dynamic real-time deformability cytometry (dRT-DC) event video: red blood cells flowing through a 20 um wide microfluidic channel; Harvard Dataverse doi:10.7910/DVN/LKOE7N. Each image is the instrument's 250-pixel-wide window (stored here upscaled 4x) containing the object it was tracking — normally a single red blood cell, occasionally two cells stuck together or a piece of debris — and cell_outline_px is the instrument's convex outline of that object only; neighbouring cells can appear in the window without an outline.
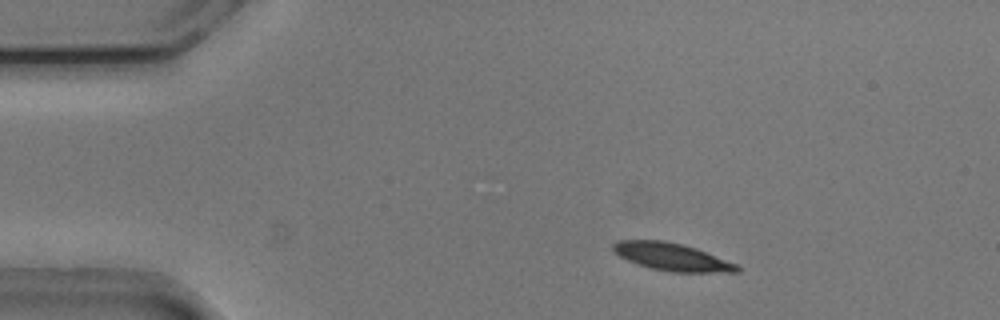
{"species": "common noctule bat (a hibernating species)", "species_latin": "Nyctalus noctula", "temperature_condition": "cold", "stored_images_in_passage": 51, "camera_frame_rate_fps": 3000, "um_per_image_px": 0.085, "animal": {"sex": "male", "body_mass_g": 20.5, "forearm_length_mm": 52.5}, "frame": {"image": 1, "passage_image": 6, "time_ms": 1.667, "image_size_px": [1000, 320], "cell_outline_px": [[740, 272], [668, 272], [652, 268], [628, 260], [620, 256], [612, 248], [612, 244], [616, 240], [664, 240], [684, 244], [696, 248], [736, 264], [740, 268]], "centroid_in_image_um": [57.11, 21.82], "position_along_channel_um": 27.9, "area_um2": 19.77}}
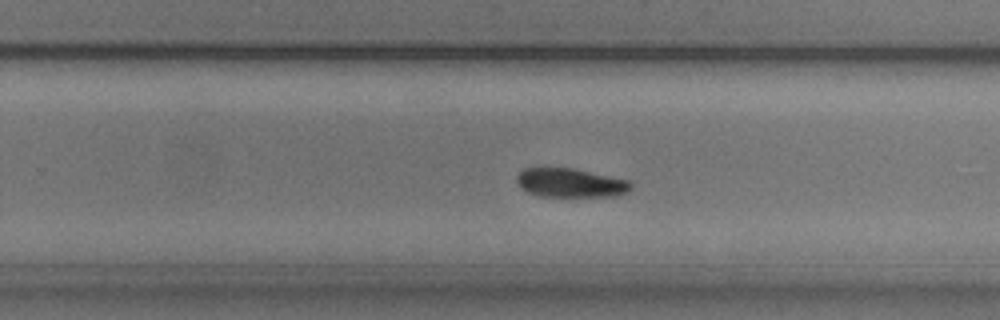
{"frame": {"image": 2, "passage_image": 31, "time_ms": 10.0, "image_size_px": [1000, 320], "cell_outline_px": [[632, 188], [628, 192], [616, 196], [540, 196], [528, 192], [520, 188], [516, 180], [516, 176], [524, 168], [572, 168], [628, 180], [632, 184]], "centroid_in_image_um": [48.48, 15.55], "position_along_channel_um": 281.3, "area_um2": 19.19}}
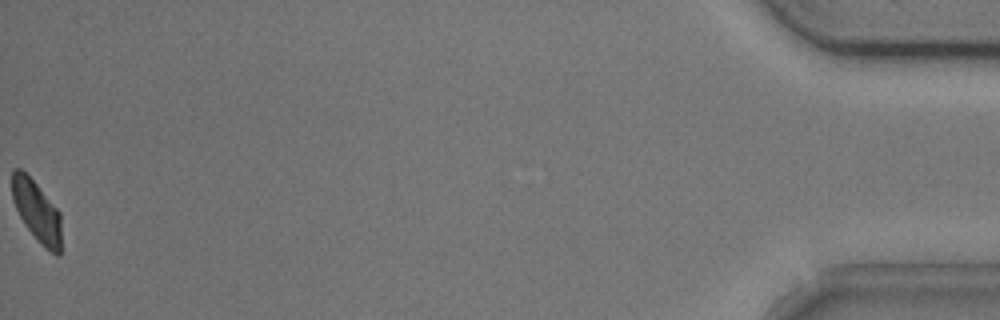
{"frame": {"image": 3, "passage_image": 51, "time_ms": 16.667, "image_size_px": [1000, 320], "cell_outline_px": [[60, 256], [56, 256], [24, 224], [12, 200], [12, 168], [20, 168], [36, 184], [60, 212]], "centroid_in_image_um": [3.1, 17.9], "position_along_channel_um": 432.1, "area_um2": 16.88}, "authors_computed_cell_mechanics": {"area_um2": 19.9988, "velocity_mm_per_s": 3.7528, "shape_relaxation_time_tau1_ms": 1.7713, "shape_relaxation_time_tau2_ms": null, "deformation_change_tau1": 0.1053, "deformation_change_tau2": null}}